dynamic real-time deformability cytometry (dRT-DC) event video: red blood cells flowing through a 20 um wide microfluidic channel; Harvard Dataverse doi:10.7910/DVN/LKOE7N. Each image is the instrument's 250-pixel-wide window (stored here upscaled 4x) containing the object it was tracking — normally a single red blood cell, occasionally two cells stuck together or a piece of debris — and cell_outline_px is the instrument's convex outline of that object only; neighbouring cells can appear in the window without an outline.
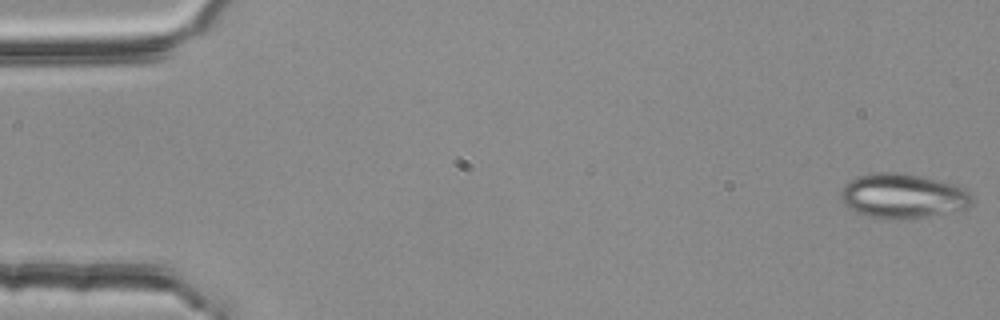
{"species": "common noctule bat (a hibernating species)", "species_latin": "Nyctalus noctula", "temperature_condition": "room temperature", "stored_images_in_passage": 55, "camera_frame_rate_fps": 3000, "um_per_image_px": 0.085, "animal": {"sex": "female", "body_mass_g": 25.1}, "frame": {"image": 1, "passage_image": 1, "time_ms": 0.0, "image_size_px": [1000, 320], "cell_outline_px": [[972, 204], [968, 208], [928, 216], [868, 216], [856, 212], [848, 208], [840, 200], [840, 192], [844, 184], [848, 180], [860, 176], [876, 172], [900, 172], [920, 176], [936, 180], [960, 188], [968, 192], [972, 196]], "centroid_in_image_um": [76.68, 16.62], "position_along_channel_um": 8.3, "area_um2": 33.06}}
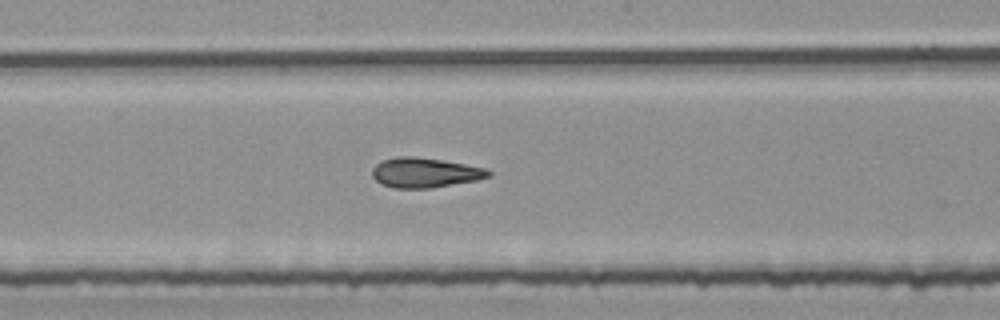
{"frame": {"image": 2, "passage_image": 29, "time_ms": 9.333, "image_size_px": [1000, 320], "cell_outline_px": [[492, 176], [476, 180], [432, 188], [396, 188], [380, 184], [372, 176], [372, 168], [380, 160], [396, 156], [416, 156], [488, 168], [492, 172]], "centroid_in_image_um": [36.11, 14.67], "position_along_channel_um": 212.1, "area_um2": 20.4}}
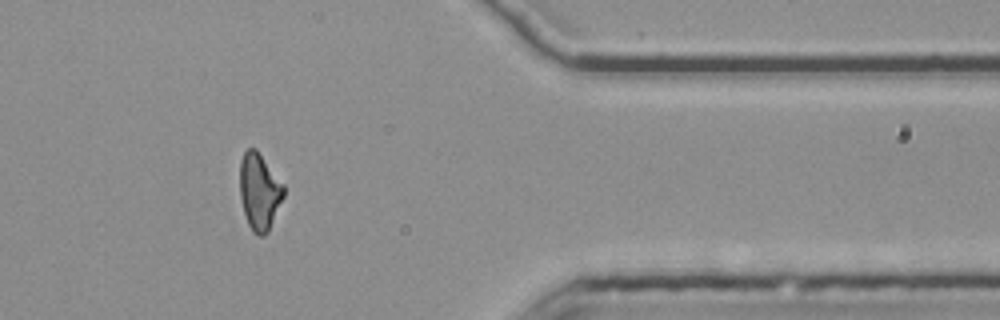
{"frame": {"image": 3, "passage_image": 45, "time_ms": 14.667, "image_size_px": [1000, 320], "cell_outline_px": [[284, 196], [268, 232], [264, 236], [260, 236], [252, 232], [248, 224], [244, 212], [240, 196], [240, 160], [244, 152], [248, 148], [256, 148], [284, 184]], "centroid_in_image_um": [22.05, 16.28], "position_along_channel_um": 389.4, "area_um2": 19.65}, "authors_computed_cell_mechanics": {"area_um2": 20.3456, "velocity_mm_per_s": 3.7517, "shape_relaxation_time_tau1_ms": null, "shape_relaxation_time_tau2_ms": 2.5056, "deformation_change_tau1": null, "deformation_change_tau2": 0.1117}}